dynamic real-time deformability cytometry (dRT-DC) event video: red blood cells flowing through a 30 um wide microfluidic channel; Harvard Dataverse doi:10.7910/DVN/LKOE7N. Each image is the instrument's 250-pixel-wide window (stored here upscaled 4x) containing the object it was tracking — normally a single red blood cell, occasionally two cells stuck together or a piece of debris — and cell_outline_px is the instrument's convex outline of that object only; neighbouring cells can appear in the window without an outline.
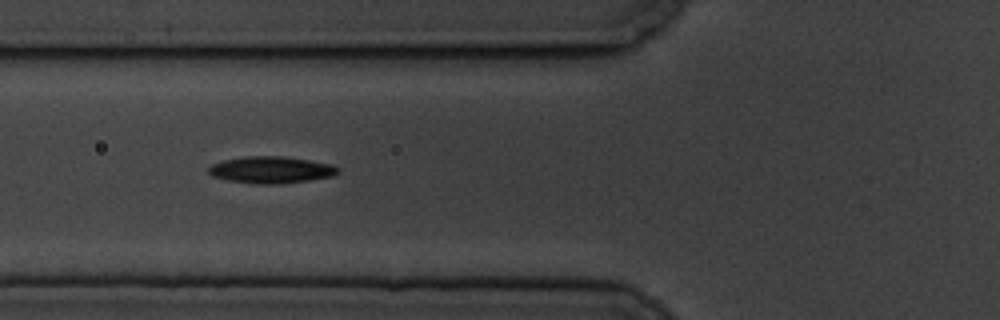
{"species": "common noctule bat (a hibernating species)", "species_latin": "Nyctalus noctula", "temperature_condition": "cold", "stored_images_in_passage": 43, "camera_frame_rate_fps": 3000, "um_per_image_px": 0.085, "animal": {"sex": "male", "body_mass_g": 19.5, "forearm_length_mm": 54.6}, "frame": {"image": 1, "passage_image": 8, "time_ms": 2.333, "image_size_px": [1000, 320], "cell_outline_px": [[340, 172], [332, 176], [308, 180], [280, 184], [260, 184], [228, 180], [212, 176], [208, 172], [208, 168], [212, 164], [224, 160], [244, 156], [284, 156], [332, 164], [340, 168]], "centroid_in_image_um": [23.05, 14.43], "position_along_channel_um": 102.7, "area_um2": 20.17}}
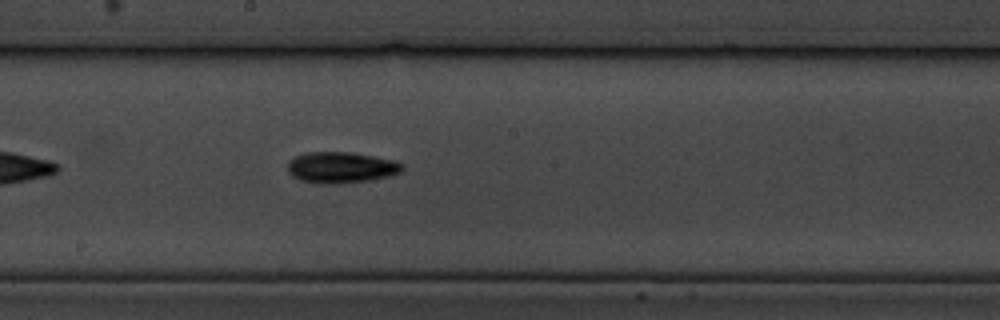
{"frame": {"image": 2, "passage_image": 18, "time_ms": 5.667, "image_size_px": [1000, 320], "cell_outline_px": [[404, 168], [400, 172], [388, 176], [368, 180], [336, 184], [320, 184], [300, 180], [292, 176], [288, 172], [288, 160], [304, 152], [352, 152], [396, 160], [404, 164]], "centroid_in_image_um": [28.98, 14.23], "position_along_channel_um": 219.2, "area_um2": 20.98}}
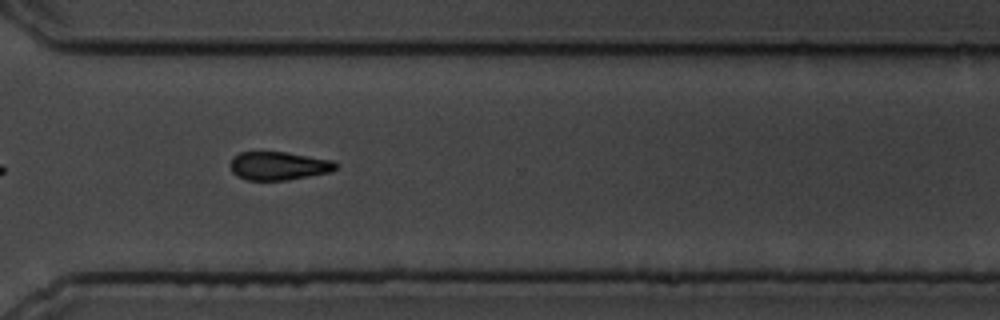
{"frame": {"image": 3, "passage_image": 29, "time_ms": 9.333, "image_size_px": [1000, 320], "cell_outline_px": [[340, 164], [332, 172], [288, 180], [248, 180], [236, 176], [232, 172], [228, 164], [232, 156], [240, 152], [284, 152], [336, 160]], "centroid_in_image_um": [23.7, 14.09], "position_along_channel_um": 346.9, "area_um2": 17.86}, "authors_computed_cell_mechanics": {"area_um2": 18.5538, "velocity_mm_per_s": 3.4947, "shape_relaxation_time_tau1_ms": 3.6745, "shape_relaxation_time_tau2_ms": null, "deformation_change_tau1": 0.1012, "deformation_change_tau2": null}}